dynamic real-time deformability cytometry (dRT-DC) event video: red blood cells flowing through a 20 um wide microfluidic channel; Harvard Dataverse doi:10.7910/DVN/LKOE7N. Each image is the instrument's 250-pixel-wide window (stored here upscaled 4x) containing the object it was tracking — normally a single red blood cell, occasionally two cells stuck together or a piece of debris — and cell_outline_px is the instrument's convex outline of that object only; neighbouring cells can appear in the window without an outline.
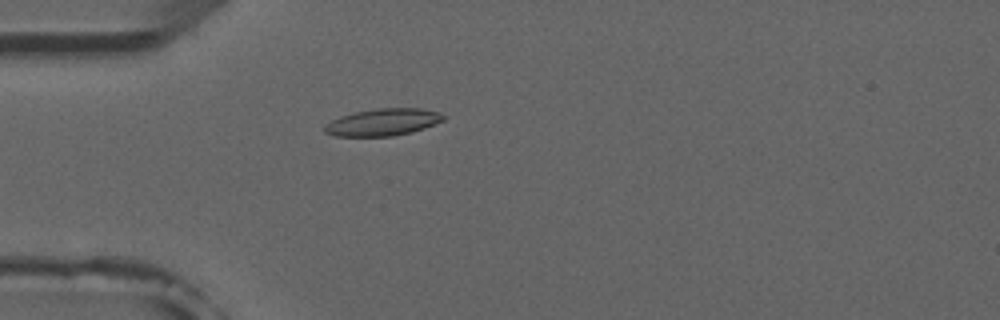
{"species": "common noctule bat (a hibernating species)", "species_latin": "Nyctalus noctula", "temperature_condition": "room temperature", "stored_images_in_passage": 5, "camera_frame_rate_fps": 3000, "um_per_image_px": 0.085, "animal": {"sex": "male", "forearm_length_mm": 52.5}, "frame": {"image": 1, "passage_image": 5, "time_ms": 4.667, "image_size_px": [1000, 320], "cell_outline_px": [[444, 120], [424, 128], [412, 132], [392, 136], [336, 136], [324, 132], [324, 124], [340, 116], [356, 112], [376, 108], [420, 108], [436, 112], [444, 116]], "centroid_in_image_um": [32.51, 10.39], "position_along_channel_um": 52.5, "area_um2": 18.61}}